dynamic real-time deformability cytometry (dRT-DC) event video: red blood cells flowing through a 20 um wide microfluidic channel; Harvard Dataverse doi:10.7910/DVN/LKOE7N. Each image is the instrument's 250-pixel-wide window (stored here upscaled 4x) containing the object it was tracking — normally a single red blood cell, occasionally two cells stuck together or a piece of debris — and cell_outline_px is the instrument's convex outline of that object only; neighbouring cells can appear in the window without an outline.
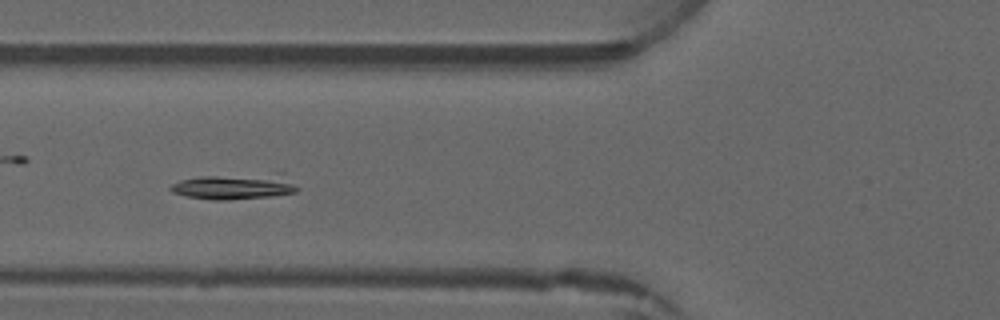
{"species": "common noctule bat (a hibernating species)", "species_latin": "Nyctalus noctula", "temperature_condition": "warm", "stored_images_in_passage": 4, "camera_frame_rate_fps": 3000, "um_per_image_px": 0.085, "animal": {"sex": "male", "forearm_length_mm": 52.5}, "frame": {"image": 1, "passage_image": 4, "time_ms": 3.333, "image_size_px": [1000, 320], "cell_outline_px": [[300, 188], [296, 192], [272, 196], [228, 200], [212, 200], [184, 196], [172, 192], [168, 188], [172, 184], [180, 180], [200, 176], [280, 172], [284, 172]], "centroid_in_image_um": [20.01, 15.83], "position_along_channel_um": 105.8, "area_um2": 19.59}}